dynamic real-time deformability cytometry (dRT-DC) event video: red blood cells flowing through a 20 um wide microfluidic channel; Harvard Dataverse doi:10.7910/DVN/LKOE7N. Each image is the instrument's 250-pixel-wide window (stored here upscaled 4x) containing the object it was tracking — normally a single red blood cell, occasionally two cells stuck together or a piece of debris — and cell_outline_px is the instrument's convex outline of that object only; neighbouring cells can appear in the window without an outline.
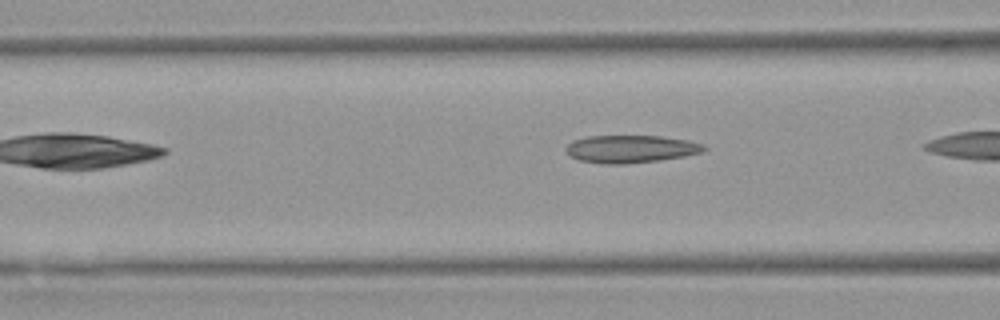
{"species": "Egyptian fruit bat (a non-hibernating species)", "species_latin": "Rousettus aegyptiacus", "temperature_condition": "warm", "stored_images_in_passage": 5, "camera_frame_rate_fps": 3000, "um_per_image_px": 0.085, "animal": {"sex": "female"}, "frame": {"image": 1, "passage_image": 3, "time_ms": 2.333, "image_size_px": [1000, 320], "cell_outline_px": [[708, 148], [700, 152], [684, 156], [660, 160], [624, 164], [604, 164], [580, 160], [572, 156], [564, 148], [572, 140], [588, 136], [660, 136], [688, 140], [704, 144]], "centroid_in_image_um": [53.62, 12.65], "position_along_channel_um": 113.0, "area_um2": 22.14}}